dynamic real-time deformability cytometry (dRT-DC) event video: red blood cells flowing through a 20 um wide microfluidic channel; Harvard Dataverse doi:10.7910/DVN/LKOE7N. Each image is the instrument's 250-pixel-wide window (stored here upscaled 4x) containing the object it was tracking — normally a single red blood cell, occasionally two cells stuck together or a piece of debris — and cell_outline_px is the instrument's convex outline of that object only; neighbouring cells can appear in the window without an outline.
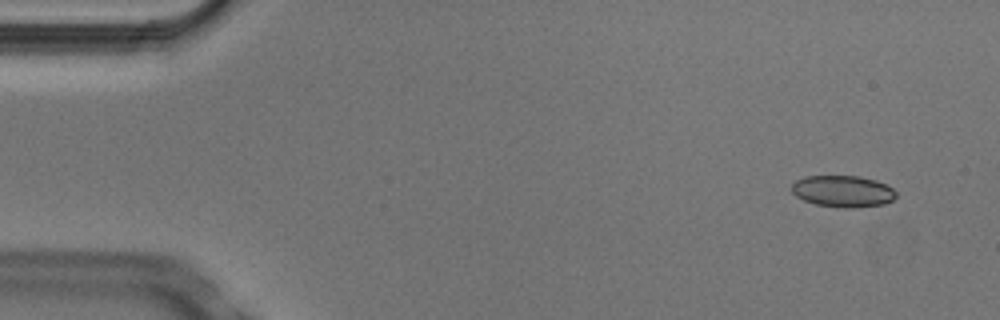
{"species": "Egyptian fruit bat (a non-hibernating species)", "species_latin": "Rousettus aegyptiacus", "temperature_condition": "cold", "stored_images_in_passage": 4, "camera_frame_rate_fps": 3000, "um_per_image_px": 0.085, "animal": {"sex": "male"}, "frame": {"image": 1, "passage_image": 1, "time_ms": 0.0, "image_size_px": [1000, 320], "cell_outline_px": [[896, 196], [892, 200], [884, 204], [856, 208], [844, 208], [816, 204], [804, 200], [796, 196], [792, 192], [792, 184], [796, 180], [804, 176], [860, 176], [876, 180], [892, 188], [896, 192]], "centroid_in_image_um": [71.64, 16.26], "position_along_channel_um": 13.4, "area_um2": 19.25}}